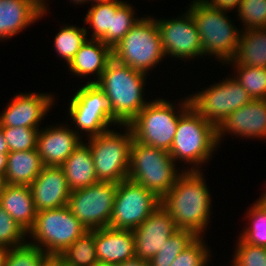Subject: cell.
Instances as JSON below:
<instances>
[{
	"instance_id": "cell-1",
	"label": "cell",
	"mask_w": 266,
	"mask_h": 266,
	"mask_svg": "<svg viewBox=\"0 0 266 266\" xmlns=\"http://www.w3.org/2000/svg\"><path fill=\"white\" fill-rule=\"evenodd\" d=\"M203 172L183 171L173 187L161 198V206L178 229H188L202 236L210 222L211 194Z\"/></svg>"
},
{
	"instance_id": "cell-2",
	"label": "cell",
	"mask_w": 266,
	"mask_h": 266,
	"mask_svg": "<svg viewBox=\"0 0 266 266\" xmlns=\"http://www.w3.org/2000/svg\"><path fill=\"white\" fill-rule=\"evenodd\" d=\"M148 74L112 58L96 83L109 98L117 126L128 125L147 105L144 98L145 80Z\"/></svg>"
},
{
	"instance_id": "cell-3",
	"label": "cell",
	"mask_w": 266,
	"mask_h": 266,
	"mask_svg": "<svg viewBox=\"0 0 266 266\" xmlns=\"http://www.w3.org/2000/svg\"><path fill=\"white\" fill-rule=\"evenodd\" d=\"M217 145L216 127L190 107L179 118L169 154L175 162L192 165L191 168L185 167L183 171H200V164L212 159L213 153L218 149Z\"/></svg>"
},
{
	"instance_id": "cell-4",
	"label": "cell",
	"mask_w": 266,
	"mask_h": 266,
	"mask_svg": "<svg viewBox=\"0 0 266 266\" xmlns=\"http://www.w3.org/2000/svg\"><path fill=\"white\" fill-rule=\"evenodd\" d=\"M187 10L191 13L200 35L203 53L218 61H231L237 51L241 30L232 23L227 10L208 5L204 0H193Z\"/></svg>"
},
{
	"instance_id": "cell-5",
	"label": "cell",
	"mask_w": 266,
	"mask_h": 266,
	"mask_svg": "<svg viewBox=\"0 0 266 266\" xmlns=\"http://www.w3.org/2000/svg\"><path fill=\"white\" fill-rule=\"evenodd\" d=\"M190 107L188 96L175 105L163 98L149 101L128 124L133 131L134 140L169 152L179 118Z\"/></svg>"
},
{
	"instance_id": "cell-6",
	"label": "cell",
	"mask_w": 266,
	"mask_h": 266,
	"mask_svg": "<svg viewBox=\"0 0 266 266\" xmlns=\"http://www.w3.org/2000/svg\"><path fill=\"white\" fill-rule=\"evenodd\" d=\"M176 164L166 150L133 140L128 179L144 186L161 199L183 173L177 171Z\"/></svg>"
},
{
	"instance_id": "cell-7",
	"label": "cell",
	"mask_w": 266,
	"mask_h": 266,
	"mask_svg": "<svg viewBox=\"0 0 266 266\" xmlns=\"http://www.w3.org/2000/svg\"><path fill=\"white\" fill-rule=\"evenodd\" d=\"M113 58L144 74L166 58L157 21L141 17L124 38L112 48Z\"/></svg>"
},
{
	"instance_id": "cell-8",
	"label": "cell",
	"mask_w": 266,
	"mask_h": 266,
	"mask_svg": "<svg viewBox=\"0 0 266 266\" xmlns=\"http://www.w3.org/2000/svg\"><path fill=\"white\" fill-rule=\"evenodd\" d=\"M123 127L124 133L108 130L87 139L98 181L117 184L128 179L134 135L129 125H122Z\"/></svg>"
},
{
	"instance_id": "cell-9",
	"label": "cell",
	"mask_w": 266,
	"mask_h": 266,
	"mask_svg": "<svg viewBox=\"0 0 266 266\" xmlns=\"http://www.w3.org/2000/svg\"><path fill=\"white\" fill-rule=\"evenodd\" d=\"M87 229L72 214L68 206L37 212L28 232L31 244L49 257L56 258L66 247L81 237ZM32 237V238H31Z\"/></svg>"
},
{
	"instance_id": "cell-10",
	"label": "cell",
	"mask_w": 266,
	"mask_h": 266,
	"mask_svg": "<svg viewBox=\"0 0 266 266\" xmlns=\"http://www.w3.org/2000/svg\"><path fill=\"white\" fill-rule=\"evenodd\" d=\"M68 108L70 120L78 129L74 131L79 135L81 132L87 133L85 136L88 135V138L108 131V127L118 124L114 120L111 101L96 83L82 85L71 97Z\"/></svg>"
},
{
	"instance_id": "cell-11",
	"label": "cell",
	"mask_w": 266,
	"mask_h": 266,
	"mask_svg": "<svg viewBox=\"0 0 266 266\" xmlns=\"http://www.w3.org/2000/svg\"><path fill=\"white\" fill-rule=\"evenodd\" d=\"M202 90L188 96L190 106L216 128L230 113L252 100L234 77L228 76Z\"/></svg>"
},
{
	"instance_id": "cell-12",
	"label": "cell",
	"mask_w": 266,
	"mask_h": 266,
	"mask_svg": "<svg viewBox=\"0 0 266 266\" xmlns=\"http://www.w3.org/2000/svg\"><path fill=\"white\" fill-rule=\"evenodd\" d=\"M161 205L152 191L130 179L117 183L109 228L134 230Z\"/></svg>"
},
{
	"instance_id": "cell-13",
	"label": "cell",
	"mask_w": 266,
	"mask_h": 266,
	"mask_svg": "<svg viewBox=\"0 0 266 266\" xmlns=\"http://www.w3.org/2000/svg\"><path fill=\"white\" fill-rule=\"evenodd\" d=\"M117 184L98 181L70 193L68 207L87 231L109 227Z\"/></svg>"
},
{
	"instance_id": "cell-14",
	"label": "cell",
	"mask_w": 266,
	"mask_h": 266,
	"mask_svg": "<svg viewBox=\"0 0 266 266\" xmlns=\"http://www.w3.org/2000/svg\"><path fill=\"white\" fill-rule=\"evenodd\" d=\"M162 19L155 20L165 56L180 58L183 61L204 55L196 23L188 10L182 13L181 17Z\"/></svg>"
},
{
	"instance_id": "cell-15",
	"label": "cell",
	"mask_w": 266,
	"mask_h": 266,
	"mask_svg": "<svg viewBox=\"0 0 266 266\" xmlns=\"http://www.w3.org/2000/svg\"><path fill=\"white\" fill-rule=\"evenodd\" d=\"M53 97L47 92L15 95L0 115V127L40 128L41 120L54 105Z\"/></svg>"
},
{
	"instance_id": "cell-16",
	"label": "cell",
	"mask_w": 266,
	"mask_h": 266,
	"mask_svg": "<svg viewBox=\"0 0 266 266\" xmlns=\"http://www.w3.org/2000/svg\"><path fill=\"white\" fill-rule=\"evenodd\" d=\"M216 129L218 146L227 132L247 139H266V99H252L230 113Z\"/></svg>"
},
{
	"instance_id": "cell-17",
	"label": "cell",
	"mask_w": 266,
	"mask_h": 266,
	"mask_svg": "<svg viewBox=\"0 0 266 266\" xmlns=\"http://www.w3.org/2000/svg\"><path fill=\"white\" fill-rule=\"evenodd\" d=\"M177 229L175 221L160 205L145 221L132 230L136 256L149 261Z\"/></svg>"
},
{
	"instance_id": "cell-18",
	"label": "cell",
	"mask_w": 266,
	"mask_h": 266,
	"mask_svg": "<svg viewBox=\"0 0 266 266\" xmlns=\"http://www.w3.org/2000/svg\"><path fill=\"white\" fill-rule=\"evenodd\" d=\"M29 187L37 212L68 205L71 190L61 166H43Z\"/></svg>"
},
{
	"instance_id": "cell-19",
	"label": "cell",
	"mask_w": 266,
	"mask_h": 266,
	"mask_svg": "<svg viewBox=\"0 0 266 266\" xmlns=\"http://www.w3.org/2000/svg\"><path fill=\"white\" fill-rule=\"evenodd\" d=\"M68 127V124H60L40 128L36 149L43 166H61L83 142L82 136Z\"/></svg>"
},
{
	"instance_id": "cell-20",
	"label": "cell",
	"mask_w": 266,
	"mask_h": 266,
	"mask_svg": "<svg viewBox=\"0 0 266 266\" xmlns=\"http://www.w3.org/2000/svg\"><path fill=\"white\" fill-rule=\"evenodd\" d=\"M45 14L37 0H0V42L19 34Z\"/></svg>"
},
{
	"instance_id": "cell-21",
	"label": "cell",
	"mask_w": 266,
	"mask_h": 266,
	"mask_svg": "<svg viewBox=\"0 0 266 266\" xmlns=\"http://www.w3.org/2000/svg\"><path fill=\"white\" fill-rule=\"evenodd\" d=\"M94 242L99 262L119 265L136 256L131 230L101 228L94 230Z\"/></svg>"
},
{
	"instance_id": "cell-22",
	"label": "cell",
	"mask_w": 266,
	"mask_h": 266,
	"mask_svg": "<svg viewBox=\"0 0 266 266\" xmlns=\"http://www.w3.org/2000/svg\"><path fill=\"white\" fill-rule=\"evenodd\" d=\"M113 58L112 48L99 39L88 38L67 65L72 75L86 77L94 74L95 80L87 83H97ZM96 74V75H95ZM97 79V80H96Z\"/></svg>"
},
{
	"instance_id": "cell-23",
	"label": "cell",
	"mask_w": 266,
	"mask_h": 266,
	"mask_svg": "<svg viewBox=\"0 0 266 266\" xmlns=\"http://www.w3.org/2000/svg\"><path fill=\"white\" fill-rule=\"evenodd\" d=\"M0 205L27 233L32 229L37 211L29 186L1 183Z\"/></svg>"
},
{
	"instance_id": "cell-24",
	"label": "cell",
	"mask_w": 266,
	"mask_h": 266,
	"mask_svg": "<svg viewBox=\"0 0 266 266\" xmlns=\"http://www.w3.org/2000/svg\"><path fill=\"white\" fill-rule=\"evenodd\" d=\"M71 191L98 182L89 145L82 142L61 165Z\"/></svg>"
},
{
	"instance_id": "cell-25",
	"label": "cell",
	"mask_w": 266,
	"mask_h": 266,
	"mask_svg": "<svg viewBox=\"0 0 266 266\" xmlns=\"http://www.w3.org/2000/svg\"><path fill=\"white\" fill-rule=\"evenodd\" d=\"M42 168L37 149L9 152L2 183L29 186L41 173Z\"/></svg>"
},
{
	"instance_id": "cell-26",
	"label": "cell",
	"mask_w": 266,
	"mask_h": 266,
	"mask_svg": "<svg viewBox=\"0 0 266 266\" xmlns=\"http://www.w3.org/2000/svg\"><path fill=\"white\" fill-rule=\"evenodd\" d=\"M225 64L266 68V28L241 30L236 54Z\"/></svg>"
},
{
	"instance_id": "cell-27",
	"label": "cell",
	"mask_w": 266,
	"mask_h": 266,
	"mask_svg": "<svg viewBox=\"0 0 266 266\" xmlns=\"http://www.w3.org/2000/svg\"><path fill=\"white\" fill-rule=\"evenodd\" d=\"M124 1H111L92 4L85 15L83 21L90 24L92 37L90 39H99L104 44L112 48V22L116 9Z\"/></svg>"
},
{
	"instance_id": "cell-28",
	"label": "cell",
	"mask_w": 266,
	"mask_h": 266,
	"mask_svg": "<svg viewBox=\"0 0 266 266\" xmlns=\"http://www.w3.org/2000/svg\"><path fill=\"white\" fill-rule=\"evenodd\" d=\"M56 259L63 266H95L99 260L94 242V230L86 231L59 253Z\"/></svg>"
},
{
	"instance_id": "cell-29",
	"label": "cell",
	"mask_w": 266,
	"mask_h": 266,
	"mask_svg": "<svg viewBox=\"0 0 266 266\" xmlns=\"http://www.w3.org/2000/svg\"><path fill=\"white\" fill-rule=\"evenodd\" d=\"M88 31L85 27L68 25L61 27L54 37V49L61 59L65 60L67 65L73 59L74 55L81 48L82 44L88 39Z\"/></svg>"
},
{
	"instance_id": "cell-30",
	"label": "cell",
	"mask_w": 266,
	"mask_h": 266,
	"mask_svg": "<svg viewBox=\"0 0 266 266\" xmlns=\"http://www.w3.org/2000/svg\"><path fill=\"white\" fill-rule=\"evenodd\" d=\"M198 236L188 229H177L149 260L150 266H170L173 260Z\"/></svg>"
},
{
	"instance_id": "cell-31",
	"label": "cell",
	"mask_w": 266,
	"mask_h": 266,
	"mask_svg": "<svg viewBox=\"0 0 266 266\" xmlns=\"http://www.w3.org/2000/svg\"><path fill=\"white\" fill-rule=\"evenodd\" d=\"M247 211L248 227L244 226L240 238L248 244L266 247V208L258 201ZM250 224V225H249Z\"/></svg>"
},
{
	"instance_id": "cell-32",
	"label": "cell",
	"mask_w": 266,
	"mask_h": 266,
	"mask_svg": "<svg viewBox=\"0 0 266 266\" xmlns=\"http://www.w3.org/2000/svg\"><path fill=\"white\" fill-rule=\"evenodd\" d=\"M235 67V68H234ZM233 77L248 92L252 99H266V68L233 66Z\"/></svg>"
},
{
	"instance_id": "cell-33",
	"label": "cell",
	"mask_w": 266,
	"mask_h": 266,
	"mask_svg": "<svg viewBox=\"0 0 266 266\" xmlns=\"http://www.w3.org/2000/svg\"><path fill=\"white\" fill-rule=\"evenodd\" d=\"M49 258L41 249L27 241L9 248L4 266H43Z\"/></svg>"
},
{
	"instance_id": "cell-34",
	"label": "cell",
	"mask_w": 266,
	"mask_h": 266,
	"mask_svg": "<svg viewBox=\"0 0 266 266\" xmlns=\"http://www.w3.org/2000/svg\"><path fill=\"white\" fill-rule=\"evenodd\" d=\"M7 142L9 152L26 151L37 148L39 128L0 127Z\"/></svg>"
},
{
	"instance_id": "cell-35",
	"label": "cell",
	"mask_w": 266,
	"mask_h": 266,
	"mask_svg": "<svg viewBox=\"0 0 266 266\" xmlns=\"http://www.w3.org/2000/svg\"><path fill=\"white\" fill-rule=\"evenodd\" d=\"M244 28H266V0H242L237 11Z\"/></svg>"
},
{
	"instance_id": "cell-36",
	"label": "cell",
	"mask_w": 266,
	"mask_h": 266,
	"mask_svg": "<svg viewBox=\"0 0 266 266\" xmlns=\"http://www.w3.org/2000/svg\"><path fill=\"white\" fill-rule=\"evenodd\" d=\"M203 237L204 235L198 236L173 260L170 266H208L212 256Z\"/></svg>"
},
{
	"instance_id": "cell-37",
	"label": "cell",
	"mask_w": 266,
	"mask_h": 266,
	"mask_svg": "<svg viewBox=\"0 0 266 266\" xmlns=\"http://www.w3.org/2000/svg\"><path fill=\"white\" fill-rule=\"evenodd\" d=\"M28 233L0 205V246L13 248L27 242Z\"/></svg>"
},
{
	"instance_id": "cell-38",
	"label": "cell",
	"mask_w": 266,
	"mask_h": 266,
	"mask_svg": "<svg viewBox=\"0 0 266 266\" xmlns=\"http://www.w3.org/2000/svg\"><path fill=\"white\" fill-rule=\"evenodd\" d=\"M238 239L230 266H266V247L248 244L240 237Z\"/></svg>"
},
{
	"instance_id": "cell-39",
	"label": "cell",
	"mask_w": 266,
	"mask_h": 266,
	"mask_svg": "<svg viewBox=\"0 0 266 266\" xmlns=\"http://www.w3.org/2000/svg\"><path fill=\"white\" fill-rule=\"evenodd\" d=\"M133 5L123 2L117 9L112 22V48L115 47L138 22Z\"/></svg>"
},
{
	"instance_id": "cell-40",
	"label": "cell",
	"mask_w": 266,
	"mask_h": 266,
	"mask_svg": "<svg viewBox=\"0 0 266 266\" xmlns=\"http://www.w3.org/2000/svg\"><path fill=\"white\" fill-rule=\"evenodd\" d=\"M208 5L215 8H220L222 10H227L230 12L234 8L238 9L242 0H204Z\"/></svg>"
},
{
	"instance_id": "cell-41",
	"label": "cell",
	"mask_w": 266,
	"mask_h": 266,
	"mask_svg": "<svg viewBox=\"0 0 266 266\" xmlns=\"http://www.w3.org/2000/svg\"><path fill=\"white\" fill-rule=\"evenodd\" d=\"M117 266H150L149 261L142 260L135 256L131 259L125 260Z\"/></svg>"
},
{
	"instance_id": "cell-42",
	"label": "cell",
	"mask_w": 266,
	"mask_h": 266,
	"mask_svg": "<svg viewBox=\"0 0 266 266\" xmlns=\"http://www.w3.org/2000/svg\"><path fill=\"white\" fill-rule=\"evenodd\" d=\"M7 155L8 154H0V184L3 182L5 176Z\"/></svg>"
},
{
	"instance_id": "cell-43",
	"label": "cell",
	"mask_w": 266,
	"mask_h": 266,
	"mask_svg": "<svg viewBox=\"0 0 266 266\" xmlns=\"http://www.w3.org/2000/svg\"><path fill=\"white\" fill-rule=\"evenodd\" d=\"M8 153H9V148L6 140L4 139L3 131L0 128V154H8Z\"/></svg>"
},
{
	"instance_id": "cell-44",
	"label": "cell",
	"mask_w": 266,
	"mask_h": 266,
	"mask_svg": "<svg viewBox=\"0 0 266 266\" xmlns=\"http://www.w3.org/2000/svg\"><path fill=\"white\" fill-rule=\"evenodd\" d=\"M8 251H9V248L0 246V266L5 265V260H6Z\"/></svg>"
},
{
	"instance_id": "cell-45",
	"label": "cell",
	"mask_w": 266,
	"mask_h": 266,
	"mask_svg": "<svg viewBox=\"0 0 266 266\" xmlns=\"http://www.w3.org/2000/svg\"><path fill=\"white\" fill-rule=\"evenodd\" d=\"M43 266H62V264L54 257H50Z\"/></svg>"
},
{
	"instance_id": "cell-46",
	"label": "cell",
	"mask_w": 266,
	"mask_h": 266,
	"mask_svg": "<svg viewBox=\"0 0 266 266\" xmlns=\"http://www.w3.org/2000/svg\"><path fill=\"white\" fill-rule=\"evenodd\" d=\"M46 0H37V4L39 6V8L43 11V12H48L49 11V7L48 6V2ZM47 5V6H46ZM48 10V11H47Z\"/></svg>"
},
{
	"instance_id": "cell-47",
	"label": "cell",
	"mask_w": 266,
	"mask_h": 266,
	"mask_svg": "<svg viewBox=\"0 0 266 266\" xmlns=\"http://www.w3.org/2000/svg\"><path fill=\"white\" fill-rule=\"evenodd\" d=\"M257 201L264 207L266 208V190L263 193V195H261V197L259 199H257Z\"/></svg>"
},
{
	"instance_id": "cell-48",
	"label": "cell",
	"mask_w": 266,
	"mask_h": 266,
	"mask_svg": "<svg viewBox=\"0 0 266 266\" xmlns=\"http://www.w3.org/2000/svg\"><path fill=\"white\" fill-rule=\"evenodd\" d=\"M72 3H75V4H84V3H89L91 2V0H70ZM89 1V2H88Z\"/></svg>"
},
{
	"instance_id": "cell-49",
	"label": "cell",
	"mask_w": 266,
	"mask_h": 266,
	"mask_svg": "<svg viewBox=\"0 0 266 266\" xmlns=\"http://www.w3.org/2000/svg\"><path fill=\"white\" fill-rule=\"evenodd\" d=\"M111 1H122V0H91L92 4L102 3V2H111Z\"/></svg>"
},
{
	"instance_id": "cell-50",
	"label": "cell",
	"mask_w": 266,
	"mask_h": 266,
	"mask_svg": "<svg viewBox=\"0 0 266 266\" xmlns=\"http://www.w3.org/2000/svg\"><path fill=\"white\" fill-rule=\"evenodd\" d=\"M95 266H117V265H112V264H108V263L98 262Z\"/></svg>"
}]
</instances>
